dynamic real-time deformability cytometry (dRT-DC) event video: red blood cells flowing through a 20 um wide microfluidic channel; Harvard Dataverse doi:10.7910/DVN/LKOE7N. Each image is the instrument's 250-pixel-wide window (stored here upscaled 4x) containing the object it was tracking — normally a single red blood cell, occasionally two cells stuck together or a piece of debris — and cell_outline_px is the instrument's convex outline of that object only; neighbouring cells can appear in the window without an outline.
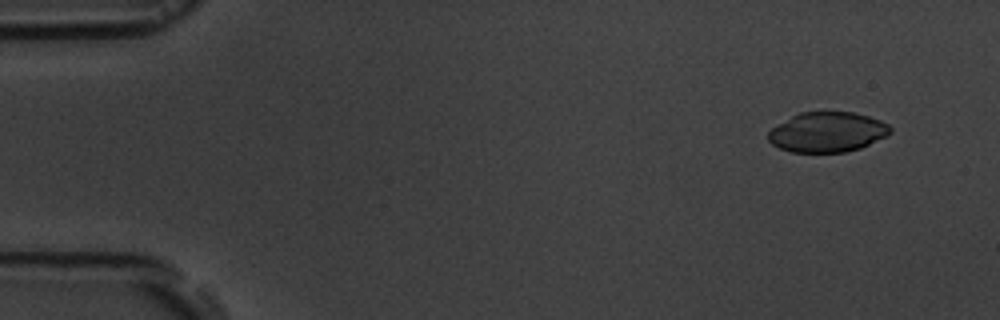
{"species": "common noctule bat (a hibernating species)", "species_latin": "Nyctalus noctula", "temperature_condition": "room temperature", "stored_images_in_passage": 6, "segment_of_instrument_passage": [2, 2], "camera_frame_rate_fps": 3000, "um_per_image_px": 0.085, "animal": {"sex": "male", "body_mass_g": 19.5, "forearm_length_mm": 54.6}, "frame": {"image": 1, "passage_image": 6, "time_ms": 5.667, "image_size_px": [1000, 320], "cell_outline_px": [[892, 132], [860, 148], [844, 152], [792, 152], [780, 148], [772, 144], [768, 140], [768, 132], [772, 128], [792, 116], [800, 112], [852, 112], [868, 116], [880, 120], [888, 124], [892, 128]], "centroid_in_image_um": [70.32, 11.22], "position_along_channel_um": 14.7, "area_um2": 28.21}}